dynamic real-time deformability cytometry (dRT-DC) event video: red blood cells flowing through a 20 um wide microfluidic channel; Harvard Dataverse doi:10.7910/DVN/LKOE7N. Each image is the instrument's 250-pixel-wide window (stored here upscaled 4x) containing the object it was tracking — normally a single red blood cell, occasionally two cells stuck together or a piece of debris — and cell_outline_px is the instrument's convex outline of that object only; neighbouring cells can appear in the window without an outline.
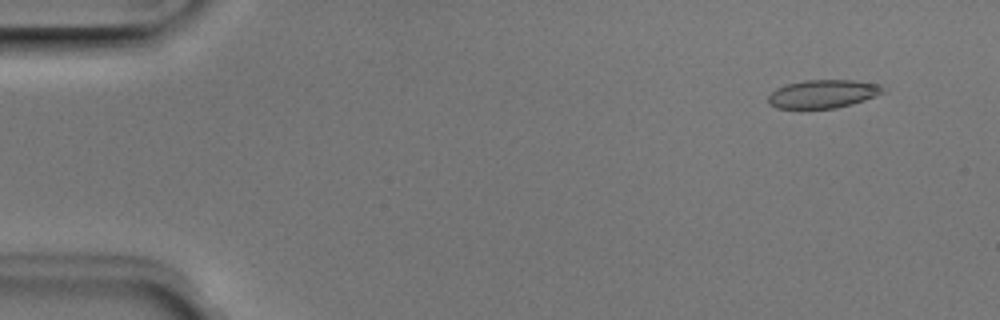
{"species": "Egyptian fruit bat (a non-hibernating species)", "species_latin": "Rousettus aegyptiacus", "temperature_condition": "room temperature", "stored_images_in_passage": 4, "camera_frame_rate_fps": 3000, "um_per_image_px": 0.085, "animal": {"sex": "male"}, "frame": {"image": 1, "passage_image": 1, "time_ms": 0.0, "image_size_px": [1000, 320], "cell_outline_px": [[888, 92], [852, 104], [836, 108], [776, 108], [768, 104], [768, 96], [776, 88], [784, 84], [804, 80], [852, 80], [880, 84]], "centroid_in_image_um": [69.97, 7.97], "position_along_channel_um": 15.0, "area_um2": 19.13}}